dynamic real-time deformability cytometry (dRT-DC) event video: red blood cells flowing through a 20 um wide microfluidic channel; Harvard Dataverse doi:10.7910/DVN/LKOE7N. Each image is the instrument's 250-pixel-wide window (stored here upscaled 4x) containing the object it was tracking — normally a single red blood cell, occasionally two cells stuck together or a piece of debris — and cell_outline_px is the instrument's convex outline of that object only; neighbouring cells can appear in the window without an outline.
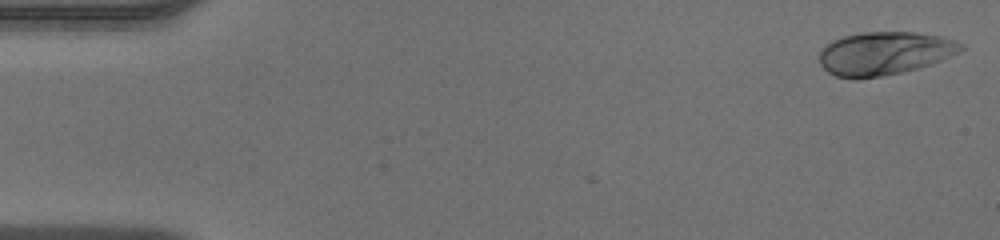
{"species": "human", "species_latin": "Homo sapiens", "temperature_condition": "warm", "stored_images_in_passage": 47, "camera_frame_rate_fps": 3000, "um_per_image_px": 0.085, "donor": {"sex": "male"}, "frame": {"image": 1, "passage_image": 1, "time_ms": 0.0, "image_size_px": [1000, 240], "cell_outline_px": [[964, 48], [932, 64], [884, 76], [856, 80], [852, 80], [836, 76], [828, 72], [820, 64], [820, 52], [832, 40], [844, 36], [860, 32], [916, 32], [940, 36], [964, 44]], "centroid_in_image_um": [75.14, 4.54], "position_along_channel_um": 9.9, "area_um2": 35.55}}
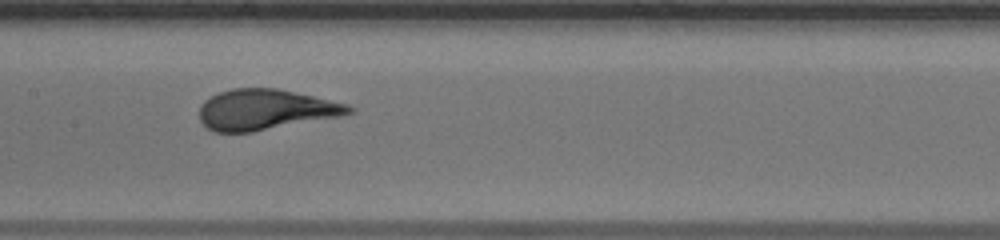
{"frame": {"image": 2, "passage_image": 23, "time_ms": 7.333, "image_size_px": [1000, 240], "cell_outline_px": [[356, 108], [352, 112], [340, 116], [252, 132], [212, 132], [200, 120], [200, 104], [204, 100], [220, 92], [232, 88], [276, 88], [348, 104]], "centroid_in_image_um": [22.54, 9.32], "position_along_channel_um": 184.9, "area_um2": 35.08}}
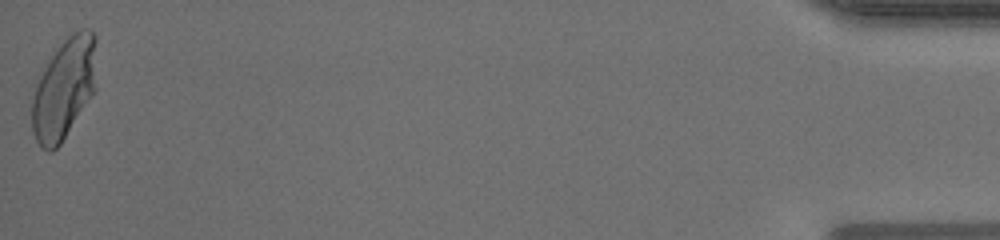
{"frame": {"image": 3, "passage_image": 47, "time_ms": 15.333, "image_size_px": [1000, 240], "cell_outline_px": [[96, 92], [60, 144], [52, 152], [48, 152], [40, 148], [32, 132], [32, 96], [36, 84], [44, 68], [60, 44], [72, 32], [80, 28], [88, 28], [96, 36]], "centroid_in_image_um": [5.47, 7.55], "position_along_channel_um": 429.7, "area_um2": 38.44}}